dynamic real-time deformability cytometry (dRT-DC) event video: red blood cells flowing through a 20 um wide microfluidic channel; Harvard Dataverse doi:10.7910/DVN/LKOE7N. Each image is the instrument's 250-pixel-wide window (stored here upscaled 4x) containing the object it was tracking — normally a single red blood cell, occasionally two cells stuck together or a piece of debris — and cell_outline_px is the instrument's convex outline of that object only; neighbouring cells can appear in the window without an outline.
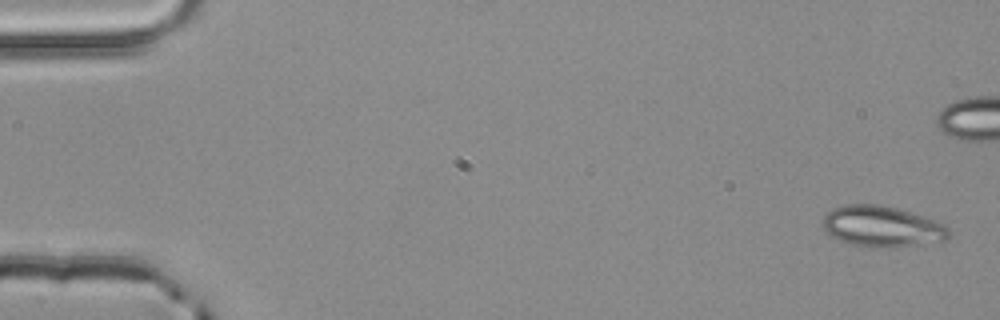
{"species": "common noctule bat (a hibernating species)", "species_latin": "Nyctalus noctula", "temperature_condition": "room temperature", "stored_images_in_passage": 4, "camera_frame_rate_fps": 3000, "um_per_image_px": 0.085, "animal": {"sex": "male", "body_mass_g": 20.4}, "frame": {"image": 1, "passage_image": 1, "time_ms": 0.0, "image_size_px": [1000, 320], "cell_outline_px": [[952, 236], [944, 240], [888, 248], [876, 248], [852, 244], [840, 240], [824, 232], [824, 216], [832, 208], [844, 204], [880, 204], [896, 208], [936, 220], [944, 224], [948, 228]], "centroid_in_image_um": [74.96, 19.24], "position_along_channel_um": 10.0, "area_um2": 30.0}}